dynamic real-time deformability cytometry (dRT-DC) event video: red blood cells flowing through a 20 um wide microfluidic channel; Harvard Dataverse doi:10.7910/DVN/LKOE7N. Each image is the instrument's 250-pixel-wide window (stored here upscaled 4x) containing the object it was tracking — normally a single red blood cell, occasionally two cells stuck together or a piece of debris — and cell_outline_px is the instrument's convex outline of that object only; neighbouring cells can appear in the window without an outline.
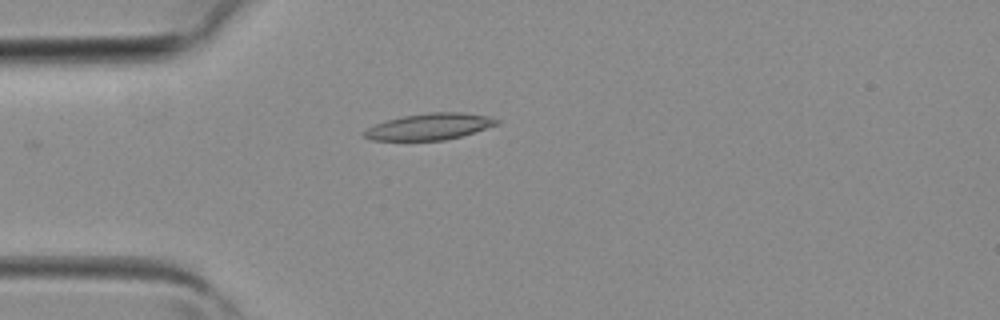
{"species": "common noctule bat (a hibernating species)", "species_latin": "Nyctalus noctula", "temperature_condition": "room temperature", "stored_images_in_passage": 2, "camera_frame_rate_fps": 3000, "um_per_image_px": 0.085, "animal": {"sex": "female", "body_mass_g": 19.3, "forearm_length_mm": 54.1}, "frame": {"image": 1, "passage_image": 2, "time_ms": 0.333, "image_size_px": [1000, 320], "cell_outline_px": [[500, 124], [460, 136], [444, 140], [372, 140], [360, 136], [360, 132], [376, 124], [388, 120], [404, 116], [428, 112], [464, 112], [488, 116], [500, 120]], "centroid_in_image_um": [36.5, 10.76], "position_along_channel_um": 48.5, "area_um2": 20.4}}